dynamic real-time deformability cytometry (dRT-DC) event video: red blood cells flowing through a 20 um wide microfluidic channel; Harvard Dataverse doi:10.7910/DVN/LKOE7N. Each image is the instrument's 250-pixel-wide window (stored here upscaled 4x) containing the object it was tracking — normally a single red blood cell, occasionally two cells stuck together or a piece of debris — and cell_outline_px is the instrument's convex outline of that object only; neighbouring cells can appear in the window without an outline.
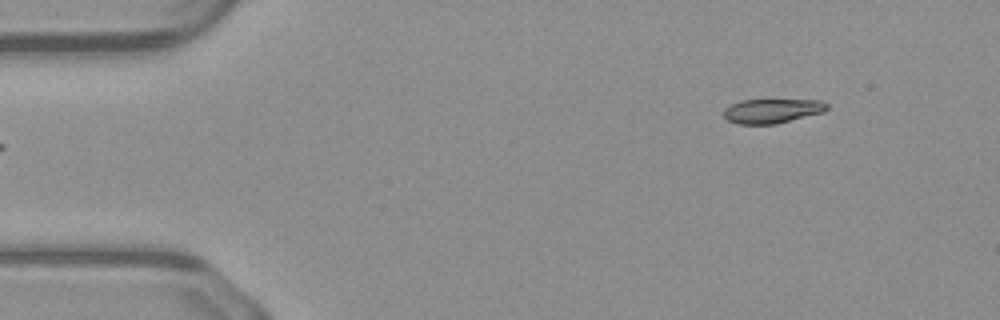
{"species": "common noctule bat (a hibernating species)", "species_latin": "Nyctalus noctula", "temperature_condition": "warm", "stored_images_in_passage": 45, "camera_frame_rate_fps": 3000, "um_per_image_px": 0.085, "animal": {"sex": "male", "body_mass_g": 23.1, "forearm_length_mm": 52.7}, "frame": {"image": 1, "passage_image": 1, "time_ms": 0.0, "image_size_px": [1000, 320], "cell_outline_px": [[828, 108], [824, 112], [776, 124], [736, 124], [728, 120], [724, 116], [724, 108], [740, 100], [820, 100], [828, 104]], "centroid_in_image_um": [65.63, 9.43], "position_along_channel_um": 19.4, "area_um2": 14.68}}
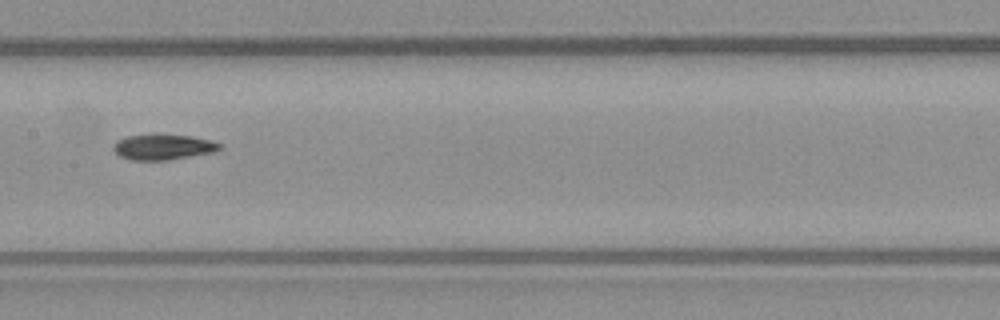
{"frame": {"image": 2, "passage_image": 20, "time_ms": 6.333, "image_size_px": [1000, 320], "cell_outline_px": [[220, 148], [212, 152], [168, 160], [132, 160], [120, 156], [112, 148], [112, 144], [116, 140], [128, 136], [152, 132], [192, 136], [208, 140], [220, 144]], "centroid_in_image_um": [13.78, 12.46], "position_along_channel_um": 193.6, "area_um2": 16.07}}
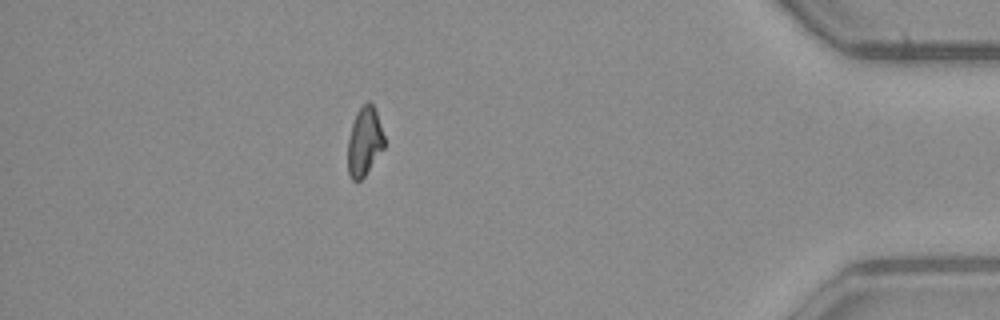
{"frame": {"image": 3, "passage_image": 39, "time_ms": 12.667, "image_size_px": [1000, 320], "cell_outline_px": [[384, 148], [364, 176], [360, 180], [352, 180], [348, 172], [348, 140], [352, 124], [356, 112], [368, 100], [372, 104], [376, 112], [384, 136]], "centroid_in_image_um": [30.97, 12.03], "position_along_channel_um": 404.2, "area_um2": 14.39}, "authors_computed_cell_mechanics": {"area_um2": 15.7216, "velocity_mm_per_s": 4.1387, "shape_relaxation_time_tau1_ms": 8.9209, "shape_relaxation_time_tau2_ms": 6.6938, "deformation_change_tau1": 0.2006, "deformation_change_tau2": 0.1132}}